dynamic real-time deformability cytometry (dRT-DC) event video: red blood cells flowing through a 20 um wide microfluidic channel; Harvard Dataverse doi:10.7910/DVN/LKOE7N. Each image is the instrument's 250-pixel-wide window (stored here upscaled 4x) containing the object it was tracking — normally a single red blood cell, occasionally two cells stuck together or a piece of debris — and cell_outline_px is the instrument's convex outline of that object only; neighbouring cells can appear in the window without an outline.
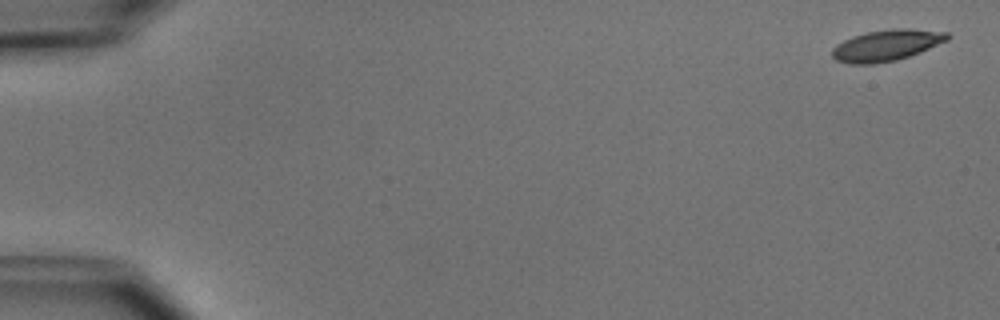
{"species": "common noctule bat (a hibernating species)", "species_latin": "Nyctalus noctula", "temperature_condition": "cold", "stored_images_in_passage": 5, "camera_frame_rate_fps": 3000, "um_per_image_px": 0.085, "animal": {"sex": "male", "body_mass_g": 15.6}, "frame": {"image": 1, "passage_image": 1, "time_ms": 0.0, "image_size_px": [1000, 320], "cell_outline_px": [[952, 36], [948, 40], [920, 52], [896, 60], [872, 64], [848, 64], [836, 60], [832, 56], [832, 48], [836, 44], [852, 36], [868, 32], [892, 28], [908, 28], [948, 32]], "centroid_in_image_um": [75.36, 3.84], "position_along_channel_um": 9.6, "area_um2": 21.04}}
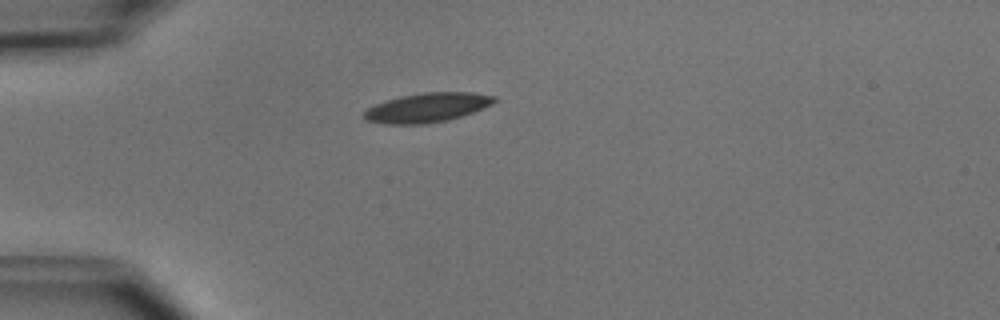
{"frame": {"image": 2, "passage_image": 5, "time_ms": 4.333, "image_size_px": [1000, 320], "cell_outline_px": [[496, 100], [492, 104], [484, 108], [448, 120], [428, 124], [384, 124], [364, 120], [360, 116], [368, 108], [376, 104], [400, 96], [424, 92], [472, 92], [496, 96]], "centroid_in_image_um": [36.29, 9.15], "position_along_channel_um": 48.7, "area_um2": 22.37}}